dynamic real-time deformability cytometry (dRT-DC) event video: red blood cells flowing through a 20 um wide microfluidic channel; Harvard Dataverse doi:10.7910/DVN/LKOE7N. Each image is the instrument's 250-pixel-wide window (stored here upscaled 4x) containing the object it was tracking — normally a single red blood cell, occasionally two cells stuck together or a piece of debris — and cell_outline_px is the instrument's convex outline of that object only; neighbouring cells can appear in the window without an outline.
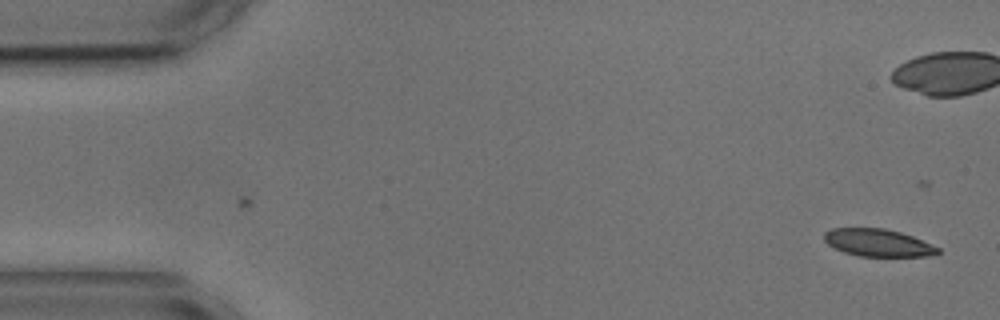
{"species": "common noctule bat (a hibernating species)", "species_latin": "Nyctalus noctula", "temperature_condition": "cold", "stored_images_in_passage": 11, "camera_frame_rate_fps": 3000, "um_per_image_px": 0.085, "animal": {"sex": "male", "body_mass_g": 17.9, "forearm_length_mm": 54.2}, "frame": {"image": 1, "passage_image": 1, "time_ms": 0.0, "image_size_px": [1000, 320], "cell_outline_px": [[940, 252], [924, 256], [860, 256], [844, 252], [828, 244], [824, 240], [824, 232], [832, 228], [884, 228], [900, 232], [912, 236], [940, 248]], "centroid_in_image_um": [74.6, 20.62], "position_along_channel_um": 10.4, "area_um2": 17.98}}